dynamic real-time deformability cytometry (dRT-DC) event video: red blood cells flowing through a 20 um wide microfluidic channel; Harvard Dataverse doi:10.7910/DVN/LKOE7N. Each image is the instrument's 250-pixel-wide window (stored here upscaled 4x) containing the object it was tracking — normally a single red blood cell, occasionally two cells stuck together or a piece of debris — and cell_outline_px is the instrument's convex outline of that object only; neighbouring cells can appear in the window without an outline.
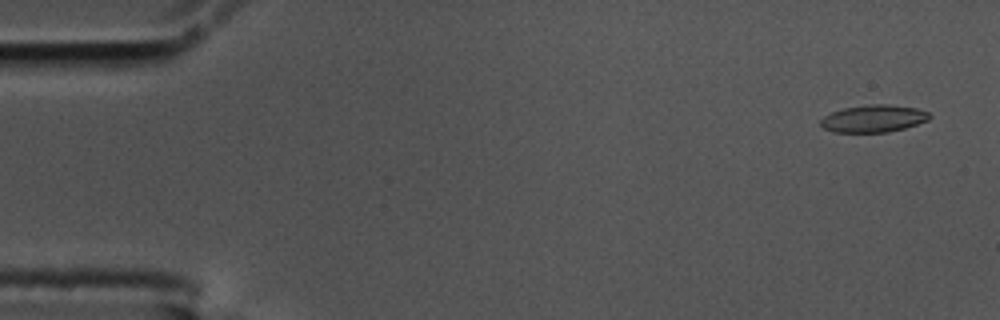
{"species": "common noctule bat (a hibernating species)", "species_latin": "Nyctalus noctula", "temperature_condition": "cold", "stored_images_in_passage": 17, "camera_frame_rate_fps": 3000, "um_per_image_px": 0.085, "animal": {"sex": "male", "body_mass_g": 17.5, "forearm_length_mm": 52.3}, "frame": {"image": 1, "passage_image": 3, "time_ms": 0.667, "image_size_px": [1000, 320], "cell_outline_px": [[932, 116], [928, 120], [904, 128], [888, 132], [832, 132], [824, 128], [820, 124], [820, 120], [824, 116], [832, 112], [844, 108], [872, 104], [888, 104], [916, 108], [928, 112]], "centroid_in_image_um": [74.25, 10.08], "position_along_channel_um": 10.8, "area_um2": 17.22}}
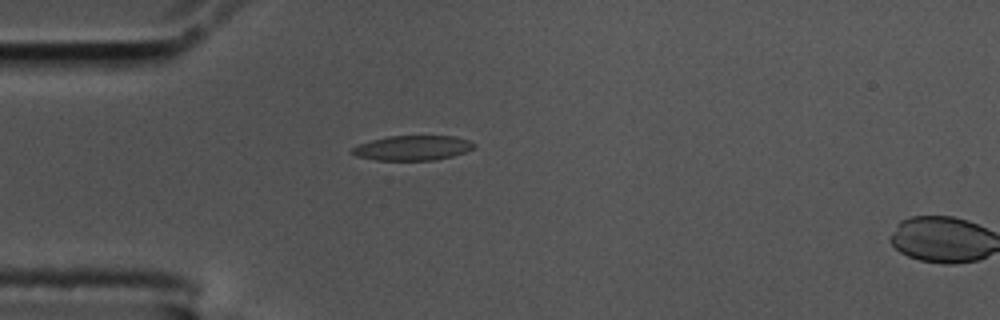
{"frame": {"image": 2, "passage_image": 16, "time_ms": 5.0, "image_size_px": [1000, 320], "cell_outline_px": [[476, 144], [472, 148], [464, 152], [452, 156], [436, 160], [376, 160], [356, 156], [348, 152], [352, 148], [360, 144], [372, 140], [388, 136], [452, 136], [468, 140]], "centroid_in_image_um": [35.03, 12.58], "position_along_channel_um": 50.0, "area_um2": 17.51}}